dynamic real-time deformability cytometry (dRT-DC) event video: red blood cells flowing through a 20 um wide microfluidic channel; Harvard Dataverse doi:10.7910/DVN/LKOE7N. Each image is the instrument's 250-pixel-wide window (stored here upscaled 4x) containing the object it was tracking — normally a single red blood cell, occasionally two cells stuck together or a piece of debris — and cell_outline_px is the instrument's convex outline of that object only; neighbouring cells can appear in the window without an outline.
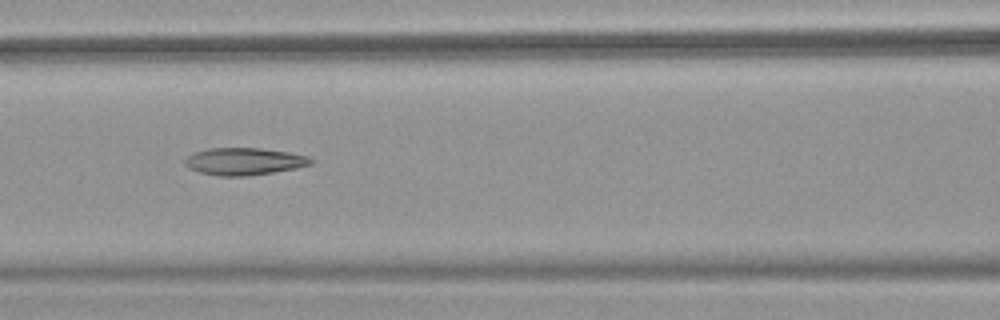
{"species": "common noctule bat (a hibernating species)", "species_latin": "Nyctalus noctula", "temperature_condition": "warm", "stored_images_in_passage": 43, "camera_frame_rate_fps": 3000, "um_per_image_px": 0.085, "animal": {"sex": "female", "body_mass_g": 18.4}, "frame": {"image": 1, "passage_image": 19, "time_ms": 6.0, "image_size_px": [1000, 320], "cell_outline_px": [[316, 160], [312, 164], [296, 168], [272, 172], [244, 176], [220, 176], [200, 172], [188, 168], [184, 164], [184, 160], [188, 156], [196, 152], [208, 148], [260, 148], [288, 152], [308, 156]], "centroid_in_image_um": [20.77, 13.71], "position_along_channel_um": 145.8, "area_um2": 19.94}, "authors_computed_cell_mechanics": {"area_um2": 20.8658, "velocity_mm_per_s": 4.0256, "shape_relaxation_time_tau1_ms": null, "shape_relaxation_time_tau2_ms": 3.5331, "deformation_change_tau1": null, "deformation_change_tau2": 0.1505}}